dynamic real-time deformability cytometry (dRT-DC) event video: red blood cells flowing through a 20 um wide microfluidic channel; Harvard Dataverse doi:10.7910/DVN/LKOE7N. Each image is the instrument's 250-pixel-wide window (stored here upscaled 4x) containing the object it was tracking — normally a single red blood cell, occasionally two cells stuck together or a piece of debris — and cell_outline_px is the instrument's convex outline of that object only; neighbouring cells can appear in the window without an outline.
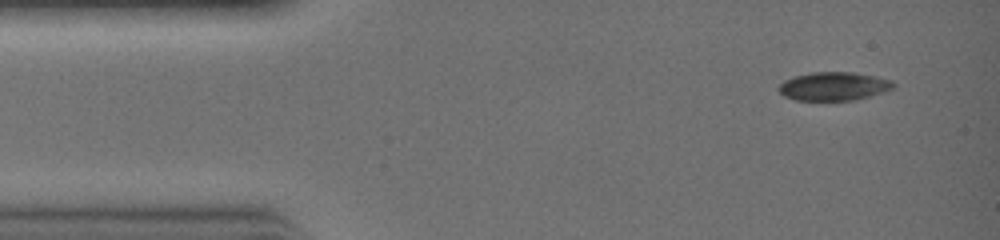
{"species": "common noctule bat (a hibernating species)", "species_latin": "Nyctalus noctula", "temperature_condition": "warm", "stored_images_in_passage": 3, "camera_frame_rate_fps": 3000, "um_per_image_px": 0.085, "animal": {"sex": "female", "body_mass_g": 19.0, "forearm_length_mm": 51.5}, "frame": {"image": 1, "passage_image": 1, "time_ms": 0.0, "image_size_px": [1000, 240], "cell_outline_px": [[896, 84], [892, 88], [868, 96], [852, 100], [796, 100], [784, 96], [780, 92], [780, 84], [784, 80], [796, 76], [812, 72], [852, 72], [892, 80]], "centroid_in_image_um": [70.85, 7.33], "position_along_channel_um": 14.2, "area_um2": 18.61}}